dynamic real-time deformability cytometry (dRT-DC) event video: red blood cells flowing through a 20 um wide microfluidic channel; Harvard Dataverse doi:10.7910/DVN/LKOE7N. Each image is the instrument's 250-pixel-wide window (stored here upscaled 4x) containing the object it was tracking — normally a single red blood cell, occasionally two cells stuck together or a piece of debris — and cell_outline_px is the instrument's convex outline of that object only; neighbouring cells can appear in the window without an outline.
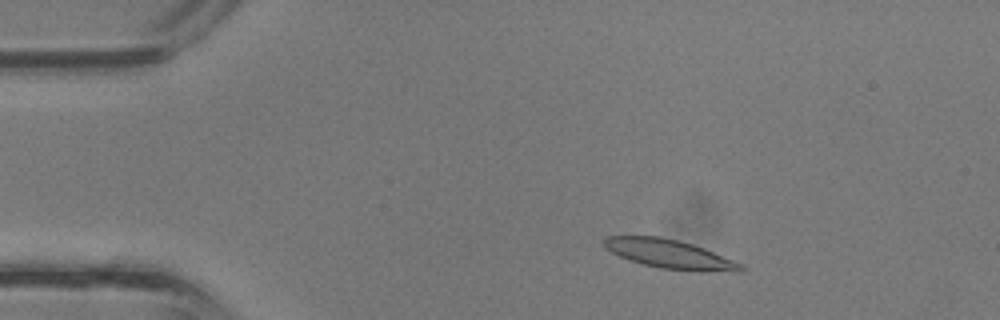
{"species": "common noctule bat (a hibernating species)", "species_latin": "Nyctalus noctula", "temperature_condition": "room temperature", "stored_images_in_passage": 35, "camera_frame_rate_fps": 3000, "um_per_image_px": 0.085, "animal": {"sex": "male", "body_mass_g": 13.3}, "frame": {"image": 1, "passage_image": 4, "time_ms": 1.0, "image_size_px": [1000, 320], "cell_outline_px": [[744, 272], [696, 272], [660, 268], [628, 260], [612, 252], [604, 244], [604, 240], [608, 236], [660, 236], [680, 240], [704, 248], [732, 260], [740, 264], [744, 268]], "centroid_in_image_um": [56.97, 21.61], "position_along_channel_um": 28.0, "area_um2": 23.06}}
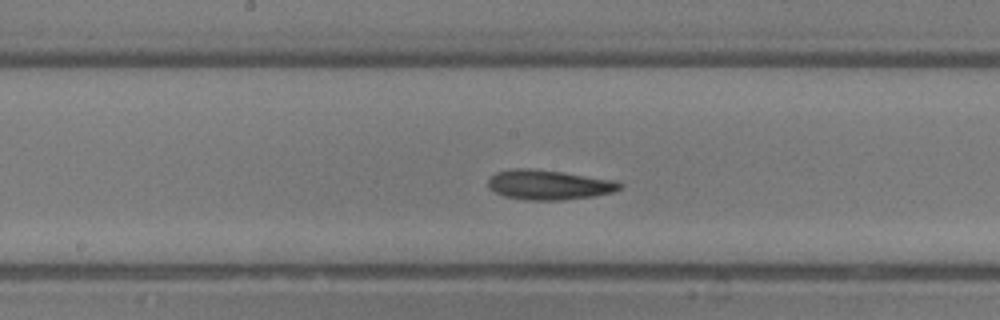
{"frame": {"image": 2, "passage_image": 17, "time_ms": 5.333, "image_size_px": [1000, 320], "cell_outline_px": [[624, 184], [620, 188], [612, 192], [592, 196], [560, 200], [524, 200], [504, 196], [496, 192], [488, 184], [488, 180], [496, 172], [516, 168], [520, 168], [560, 172], [616, 180]], "centroid_in_image_um": [46.67, 15.71], "position_along_channel_um": 201.5, "area_um2": 22.43}}
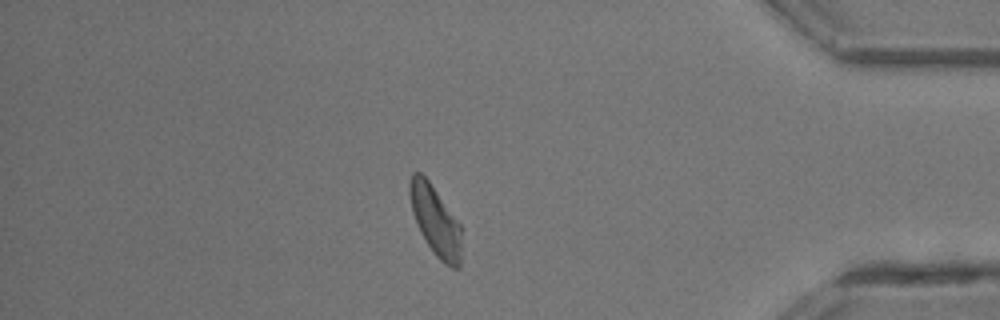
{"frame": {"image": 3, "passage_image": 30, "time_ms": 9.667, "image_size_px": [1000, 320], "cell_outline_px": [[460, 268], [452, 268], [444, 264], [436, 256], [420, 232], [412, 212], [408, 192], [408, 184], [412, 172], [420, 172], [428, 180], [460, 224]], "centroid_in_image_um": [36.98, 18.75], "position_along_channel_um": 398.2, "area_um2": 20.81}}